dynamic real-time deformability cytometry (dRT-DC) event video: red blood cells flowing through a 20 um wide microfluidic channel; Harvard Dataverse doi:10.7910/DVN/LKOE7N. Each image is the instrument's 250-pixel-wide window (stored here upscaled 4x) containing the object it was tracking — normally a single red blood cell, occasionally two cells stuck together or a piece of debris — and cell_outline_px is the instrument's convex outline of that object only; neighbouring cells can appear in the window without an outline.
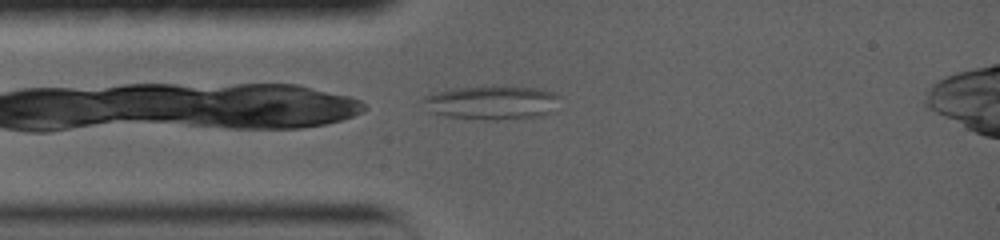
{"species": "common noctule bat (a hibernating species)", "species_latin": "Nyctalus noctula", "temperature_condition": "warm", "stored_images_in_passage": 28, "camera_frame_rate_fps": 5000, "um_per_image_px": 0.085, "animal": {"sex": "female", "body_mass_g": 19.0, "forearm_length_mm": 56.7}, "frame": {"image": 1, "passage_image": 1, "time_ms": 0.0, "image_size_px": [1000, 240], "cell_outline_px": [[556, 96], [548, 112], [536, 116], [500, 120], [488, 120], [444, 116], [432, 112], [420, 100], [424, 96], [436, 92], [452, 88], [540, 88], [552, 92]], "centroid_in_image_um": [41.65, 8.74], "position_along_channel_um": 43.3, "area_um2": 25.72}}
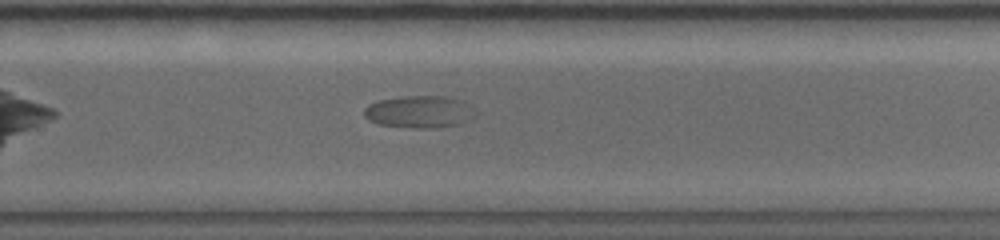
{"frame": {"image": 2, "passage_image": 13, "time_ms": 7.4, "image_size_px": [1000, 240], "cell_outline_px": [[460, 104], [456, 124], [436, 128], [412, 128], [380, 124], [368, 120], [364, 116], [364, 108], [368, 104], [380, 100], [400, 96], [448, 96], [460, 100]], "centroid_in_image_um": [35.23, 9.49], "position_along_channel_um": 294.6, "area_um2": 18.96}}
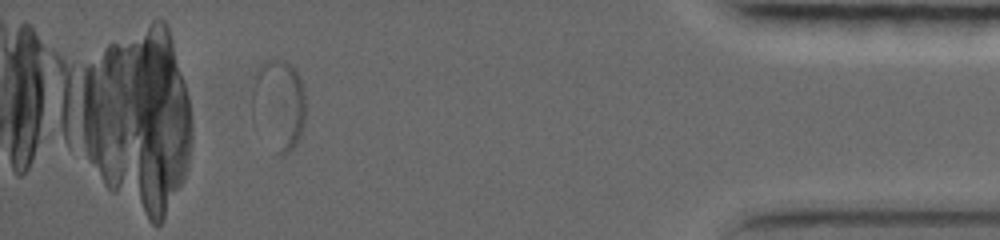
{"frame": {"image": 3, "passage_image": 25, "time_ms": 12.6, "image_size_px": [1000, 240], "cell_outline_px": [[304, 124], [300, 136], [296, 144], [288, 152], [280, 152], [256, 84], [256, 72], [260, 64], [268, 60], [284, 60], [300, 76], [304, 88]], "centroid_in_image_um": [23.99, 8.61], "position_along_channel_um": 411.2, "area_um2": 22.89}}